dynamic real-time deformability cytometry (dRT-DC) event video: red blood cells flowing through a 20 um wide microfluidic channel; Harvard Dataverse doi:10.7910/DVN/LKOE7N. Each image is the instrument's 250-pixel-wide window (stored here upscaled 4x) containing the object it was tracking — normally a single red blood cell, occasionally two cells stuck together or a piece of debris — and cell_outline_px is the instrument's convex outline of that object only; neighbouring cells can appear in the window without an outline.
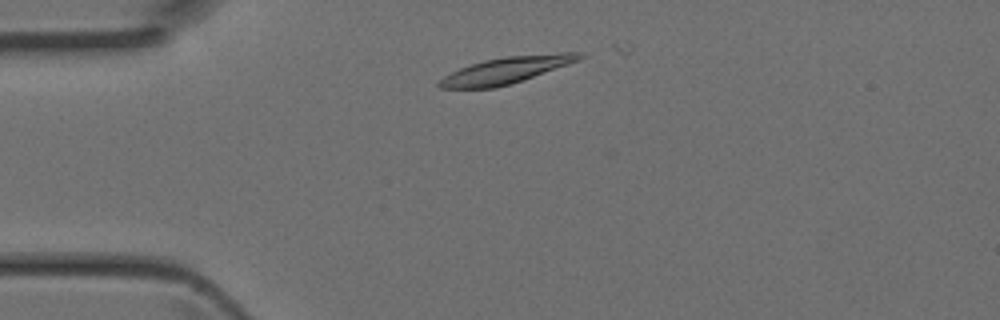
{"species": "Egyptian fruit bat (a non-hibernating species)", "species_latin": "Rousettus aegyptiacus", "temperature_condition": "room temperature", "stored_images_in_passage": 10, "camera_frame_rate_fps": 3000, "um_per_image_px": 0.085, "animal": {"sex": "female"}, "frame": {"image": 1, "passage_image": 4, "time_ms": 1.0, "image_size_px": [1000, 320], "cell_outline_px": [[584, 56], [580, 60], [524, 80], [496, 88], [440, 88], [436, 84], [444, 76], [460, 68], [484, 60], [504, 56], [560, 52], [580, 52]], "centroid_in_image_um": [43.06, 5.96], "position_along_channel_um": 41.9, "area_um2": 21.73}}
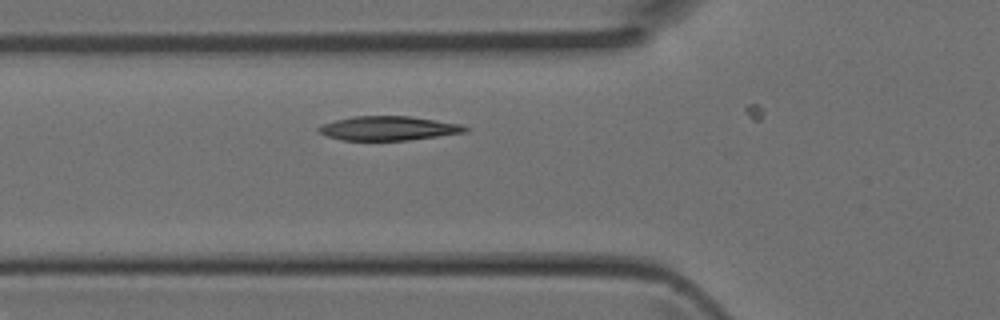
{"frame": {"image": 2, "passage_image": 9, "time_ms": 2.667, "image_size_px": [1000, 320], "cell_outline_px": [[472, 128], [468, 132], [408, 140], [340, 140], [328, 136], [320, 132], [316, 128], [324, 124], [336, 120], [352, 116], [412, 116], [464, 124]], "centroid_in_image_um": [33.12, 10.9], "position_along_channel_um": 92.7, "area_um2": 20.81}}